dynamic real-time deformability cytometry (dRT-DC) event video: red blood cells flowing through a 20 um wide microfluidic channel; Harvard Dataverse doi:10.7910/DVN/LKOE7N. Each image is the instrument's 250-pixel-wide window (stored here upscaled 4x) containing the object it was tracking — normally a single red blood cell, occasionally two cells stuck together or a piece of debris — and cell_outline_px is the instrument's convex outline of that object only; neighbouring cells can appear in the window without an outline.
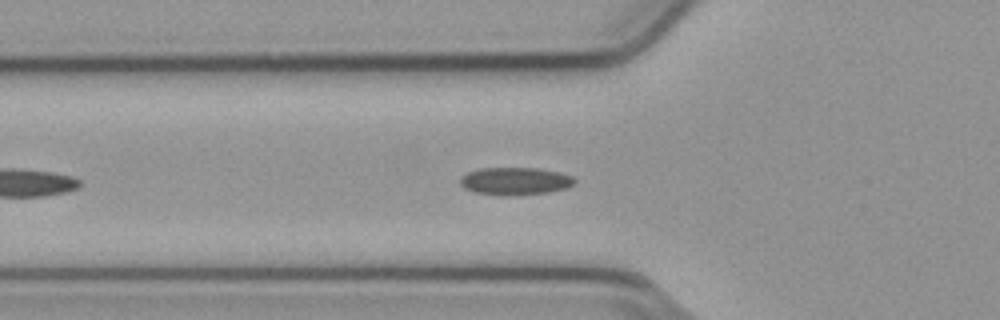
{"species": "common noctule bat (a hibernating species)", "species_latin": "Nyctalus noctula", "temperature_condition": "cold", "stored_images_in_passage": 22, "camera_frame_rate_fps": 3000, "um_per_image_px": 0.085, "animal": {"sex": "male", "body_mass_g": 23.1, "forearm_length_mm": 52.7}, "frame": {"image": 1, "passage_image": 8, "time_ms": 2.333, "image_size_px": [1000, 320], "cell_outline_px": [[576, 184], [564, 188], [548, 192], [516, 196], [500, 196], [472, 192], [464, 188], [460, 184], [460, 176], [468, 172], [480, 168], [536, 168], [556, 172], [572, 176], [576, 180]], "centroid_in_image_um": [43.74, 15.41], "position_along_channel_um": 82.1, "area_um2": 18.61}}
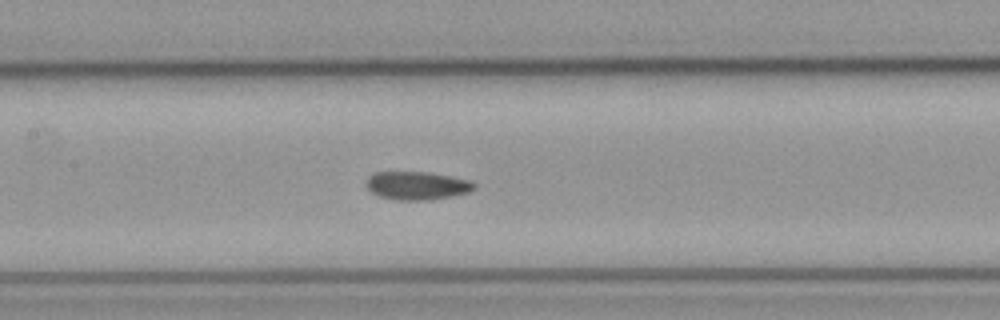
{"frame": {"image": 2, "passage_image": 15, "time_ms": 4.667, "image_size_px": [1000, 320], "cell_outline_px": [[476, 188], [468, 192], [452, 196], [428, 200], [396, 200], [380, 196], [372, 192], [364, 184], [368, 176], [376, 172], [428, 172], [468, 180], [476, 184]], "centroid_in_image_um": [35.42, 15.78], "position_along_channel_um": 172.0, "area_um2": 17.69}}
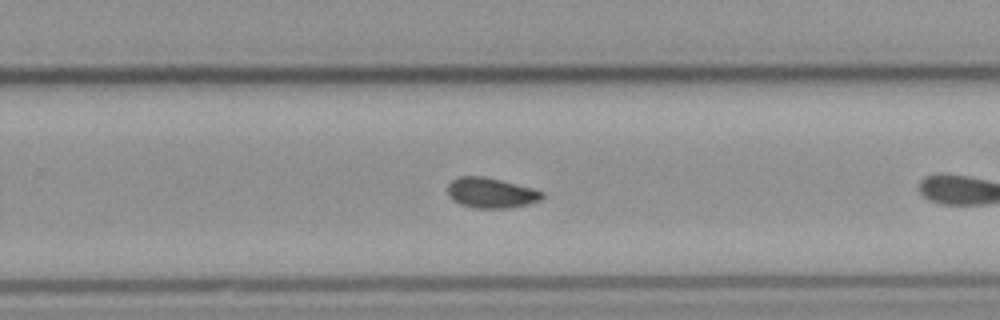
{"frame": {"image": 3, "passage_image": 21, "time_ms": 6.667, "image_size_px": [1000, 320], "cell_outline_px": [[544, 196], [540, 200], [528, 204], [508, 208], [472, 208], [460, 204], [452, 200], [448, 196], [448, 184], [456, 176], [484, 176], [532, 188], [544, 192]], "centroid_in_image_um": [41.7, 16.39], "position_along_channel_um": 288.1, "area_um2": 16.76}}